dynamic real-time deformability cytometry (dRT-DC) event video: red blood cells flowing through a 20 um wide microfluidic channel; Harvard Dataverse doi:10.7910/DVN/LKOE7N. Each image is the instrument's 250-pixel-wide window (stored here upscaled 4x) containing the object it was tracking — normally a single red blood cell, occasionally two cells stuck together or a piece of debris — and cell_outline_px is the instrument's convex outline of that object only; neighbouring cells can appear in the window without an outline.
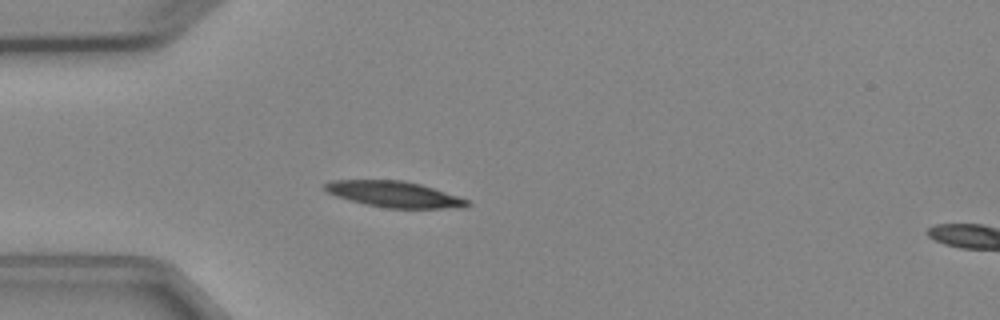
{"species": "Egyptian fruit bat (a non-hibernating species)", "species_latin": "Rousettus aegyptiacus", "temperature_condition": "cold", "stored_images_in_passage": 4, "segment_of_instrument_passage": [1, 2], "camera_frame_rate_fps": 3000, "um_per_image_px": 0.085, "animal": {"sex": "female"}, "frame": {"image": 1, "passage_image": 3, "time_ms": 2.333, "image_size_px": [1000, 320], "cell_outline_px": [[472, 204], [468, 208], [388, 208], [364, 204], [348, 200], [336, 196], [328, 192], [324, 188], [324, 184], [332, 180], [400, 180], [420, 184], [468, 200]], "centroid_in_image_um": [33.51, 16.52], "position_along_channel_um": 51.5, "area_um2": 21.44}}